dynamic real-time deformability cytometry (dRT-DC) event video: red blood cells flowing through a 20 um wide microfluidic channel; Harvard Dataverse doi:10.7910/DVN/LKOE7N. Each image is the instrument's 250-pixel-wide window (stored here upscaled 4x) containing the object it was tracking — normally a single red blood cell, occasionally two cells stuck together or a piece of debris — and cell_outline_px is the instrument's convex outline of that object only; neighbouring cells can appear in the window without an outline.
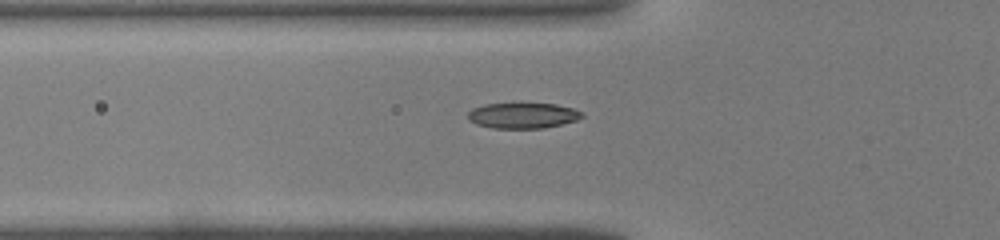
{"species": "common noctule bat (a hibernating species)", "species_latin": "Nyctalus noctula", "temperature_condition": "warm", "stored_images_in_passage": 30, "camera_frame_rate_fps": 3000, "um_per_image_px": 0.085, "animal": {"sex": "male", "body_mass_g": 19.0, "forearm_length_mm": 50.8}, "frame": {"image": 1, "passage_image": 6, "time_ms": 1.667, "image_size_px": [1000, 240], "cell_outline_px": [[584, 116], [576, 120], [544, 128], [492, 128], [476, 124], [468, 120], [468, 112], [472, 108], [484, 104], [556, 104], [572, 108], [580, 112]], "centroid_in_image_um": [44.39, 9.82], "position_along_channel_um": 81.4, "area_um2": 16.82}}
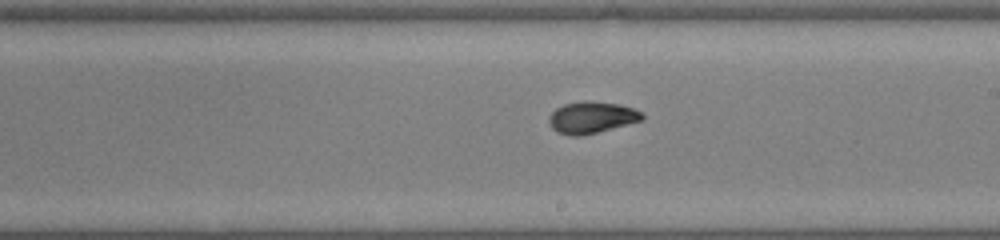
{"frame": {"image": 2, "passage_image": 16, "time_ms": 5.0, "image_size_px": [1000, 240], "cell_outline_px": [[644, 120], [580, 136], [572, 136], [556, 132], [552, 128], [548, 120], [548, 116], [556, 108], [564, 104], [584, 100], [592, 100], [620, 104], [632, 108], [640, 112], [644, 116]], "centroid_in_image_um": [50.27, 9.97], "position_along_channel_um": 238.7, "area_um2": 17.28}}
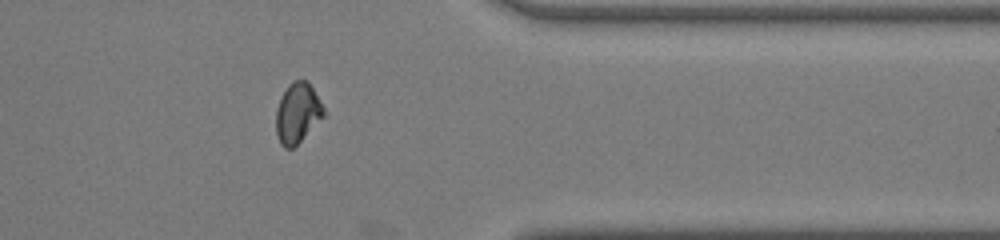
{"frame": {"image": 3, "passage_image": 26, "time_ms": 8.333, "image_size_px": [1000, 240], "cell_outline_px": [[324, 116], [292, 148], [284, 148], [280, 144], [276, 136], [276, 108], [288, 84], [292, 80], [308, 80], [324, 108]], "centroid_in_image_um": [25.27, 9.59], "position_along_channel_um": 386.1, "area_um2": 16.53}}